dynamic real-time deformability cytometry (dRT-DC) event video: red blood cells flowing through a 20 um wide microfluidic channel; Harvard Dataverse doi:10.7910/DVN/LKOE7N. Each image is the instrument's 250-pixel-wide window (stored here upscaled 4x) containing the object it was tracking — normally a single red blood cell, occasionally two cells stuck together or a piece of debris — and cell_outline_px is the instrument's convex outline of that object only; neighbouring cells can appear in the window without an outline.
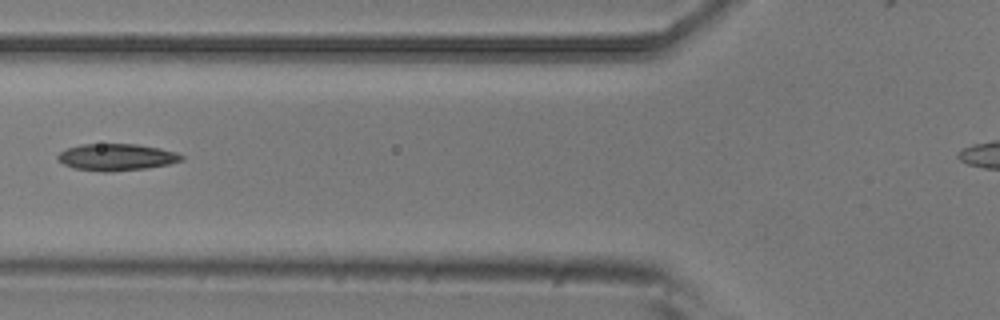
{"species": "common noctule bat (a hibernating species)", "species_latin": "Nyctalus noctula", "temperature_condition": "room temperature", "stored_images_in_passage": 6, "segment_of_instrument_passage": [1, 2], "camera_frame_rate_fps": 3000, "um_per_image_px": 0.085, "animal": {"sex": "male", "body_mass_g": 20.5, "forearm_length_mm": 52.5}, "frame": {"image": 1, "passage_image": 2, "time_ms": 0.333, "image_size_px": [1000, 320], "cell_outline_px": [[184, 160], [168, 164], [148, 168], [112, 172], [104, 172], [76, 168], [64, 164], [56, 156], [60, 152], [68, 148], [80, 144], [136, 144], [160, 148], [176, 152], [184, 156]], "centroid_in_image_um": [9.94, 13.36], "position_along_channel_um": 115.9, "area_um2": 19.31}}
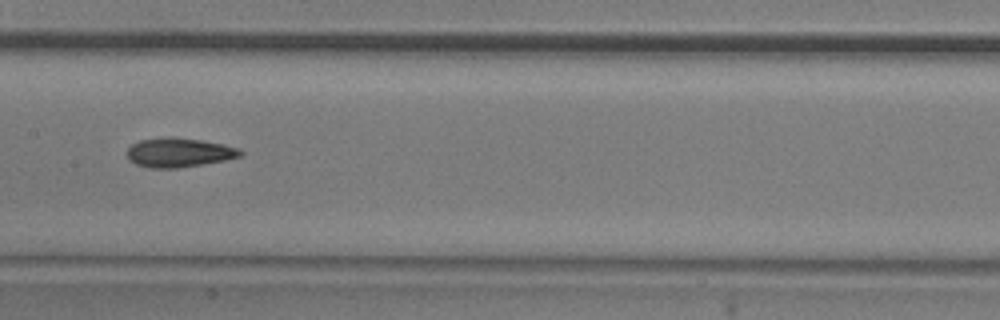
{"frame": {"image": 2, "passage_image": 4, "time_ms": 1.0, "image_size_px": [1000, 320], "cell_outline_px": [[244, 152], [240, 156], [224, 160], [176, 168], [148, 168], [136, 164], [128, 160], [124, 152], [132, 144], [140, 140], [168, 136], [176, 136], [224, 144], [240, 148]], "centroid_in_image_um": [15.16, 12.95], "position_along_channel_um": 192.2, "area_um2": 19.54}}
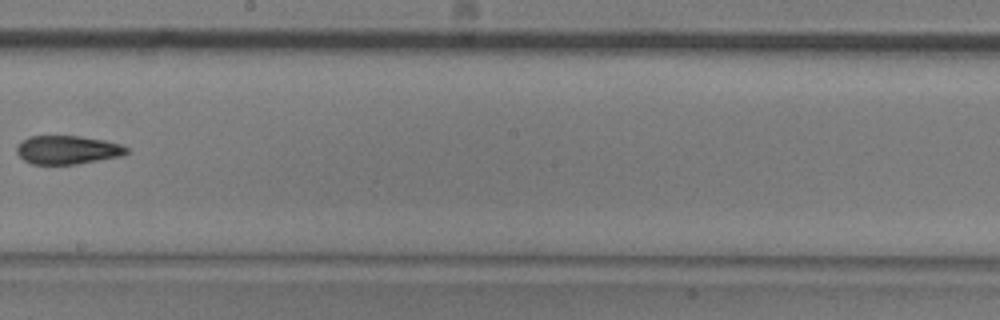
{"frame": {"image": 3, "passage_image": 5, "time_ms": 1.333, "image_size_px": [1000, 320], "cell_outline_px": [[128, 152], [124, 156], [76, 164], [32, 164], [24, 160], [16, 152], [16, 148], [28, 136], [80, 136], [104, 140], [120, 144], [128, 148]], "centroid_in_image_um": [5.77, 12.74], "position_along_channel_um": 242.4, "area_um2": 18.26}}